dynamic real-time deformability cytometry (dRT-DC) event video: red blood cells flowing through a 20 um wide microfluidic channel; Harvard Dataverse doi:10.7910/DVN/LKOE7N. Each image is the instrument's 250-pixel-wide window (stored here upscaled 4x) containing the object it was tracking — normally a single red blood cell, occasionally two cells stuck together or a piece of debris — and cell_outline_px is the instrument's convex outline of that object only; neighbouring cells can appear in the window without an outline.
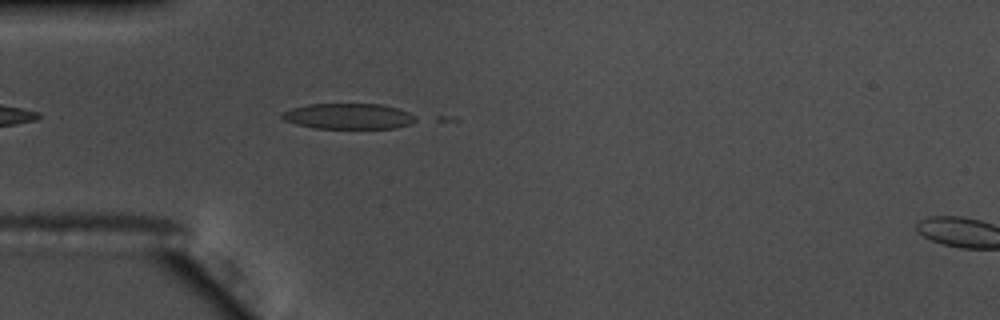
{"species": "common noctule bat (a hibernating species)", "species_latin": "Nyctalus noctula", "temperature_condition": "warm", "stored_images_in_passage": 9, "camera_frame_rate_fps": 3000, "um_per_image_px": 0.085, "animal": {"sex": "male", "body_mass_g": 17.5, "forearm_length_mm": 52.3}, "frame": {"image": 1, "passage_image": 4, "time_ms": 1.0, "image_size_px": [1000, 320], "cell_outline_px": [[420, 120], [412, 124], [396, 128], [312, 128], [296, 124], [284, 120], [280, 116], [284, 112], [292, 108], [308, 104], [380, 104], [396, 108], [408, 112], [416, 116]], "centroid_in_image_um": [29.66, 9.89], "position_along_channel_um": 55.3, "area_um2": 20.06}}